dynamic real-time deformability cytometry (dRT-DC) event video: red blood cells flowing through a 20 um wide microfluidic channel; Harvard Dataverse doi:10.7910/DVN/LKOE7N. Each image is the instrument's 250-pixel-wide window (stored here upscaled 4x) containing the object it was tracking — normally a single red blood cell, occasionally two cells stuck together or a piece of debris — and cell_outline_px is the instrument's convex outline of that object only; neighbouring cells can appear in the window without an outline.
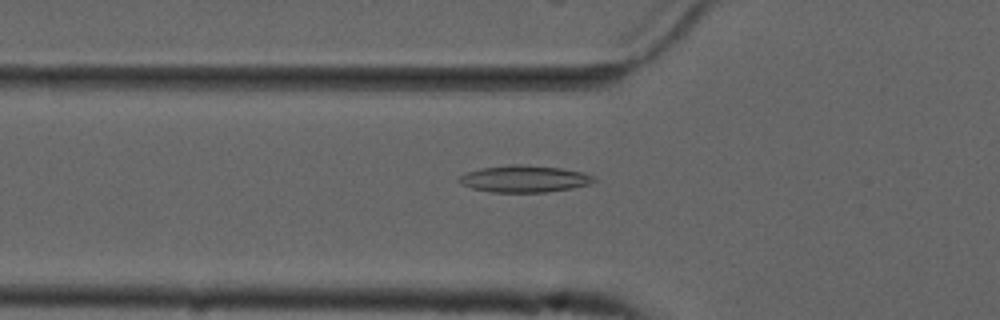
{"species": "common noctule bat (a hibernating species)", "species_latin": "Nyctalus noctula", "temperature_condition": "cold", "stored_images_in_passage": 50, "camera_frame_rate_fps": 3000, "um_per_image_px": 0.085, "animal": {"sex": "male", "forearm_length_mm": 52.5}, "frame": {"image": 1, "passage_image": 14, "time_ms": 4.333, "image_size_px": [1000, 320], "cell_outline_px": [[596, 180], [592, 184], [572, 188], [544, 192], [492, 192], [472, 188], [460, 184], [456, 180], [464, 172], [480, 168], [508, 164], [520, 164], [560, 168], [584, 172], [596, 176]], "centroid_in_image_um": [44.56, 15.19], "position_along_channel_um": 81.2, "area_um2": 21.39}}
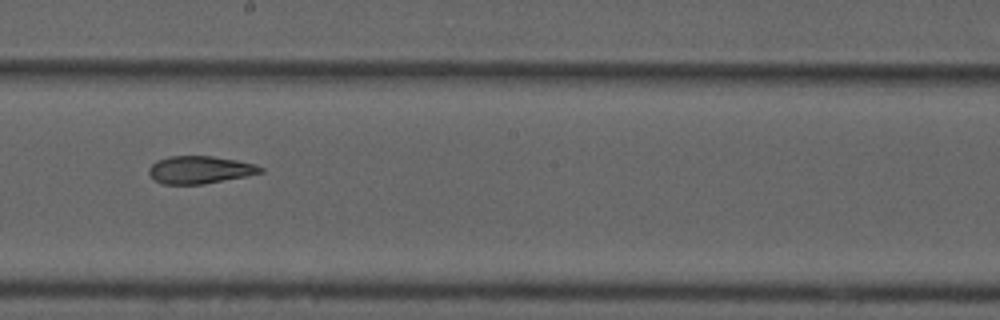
{"frame": {"image": 2, "passage_image": 26, "time_ms": 8.333, "image_size_px": [1000, 320], "cell_outline_px": [[264, 172], [204, 184], [164, 184], [152, 180], [148, 172], [148, 168], [156, 160], [168, 156], [212, 156], [236, 160], [256, 164], [264, 168]], "centroid_in_image_um": [16.95, 14.43], "position_along_channel_um": 231.2, "area_um2": 18.03}}
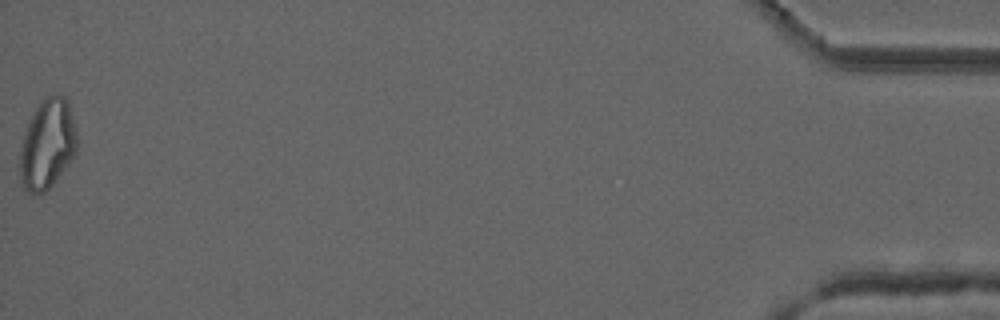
{"frame": {"image": 3, "passage_image": 50, "time_ms": 16.333, "image_size_px": [1000, 320], "cell_outline_px": [[76, 152], [68, 164], [52, 184], [44, 192], [28, 192], [24, 188], [20, 172], [20, 152], [24, 136], [28, 124], [36, 108], [48, 96], [60, 92], [68, 100], [76, 132]], "centroid_in_image_um": [4.04, 12.23], "position_along_channel_um": 431.2, "area_um2": 29.13}, "authors_computed_cell_mechanics": {"area_um2": 20.5768, "velocity_mm_per_s": 3.7341, "shape_relaxation_time_tau1_ms": null, "shape_relaxation_time_tau2_ms": 3.8001, "deformation_change_tau1": null, "deformation_change_tau2": 0.1213}}